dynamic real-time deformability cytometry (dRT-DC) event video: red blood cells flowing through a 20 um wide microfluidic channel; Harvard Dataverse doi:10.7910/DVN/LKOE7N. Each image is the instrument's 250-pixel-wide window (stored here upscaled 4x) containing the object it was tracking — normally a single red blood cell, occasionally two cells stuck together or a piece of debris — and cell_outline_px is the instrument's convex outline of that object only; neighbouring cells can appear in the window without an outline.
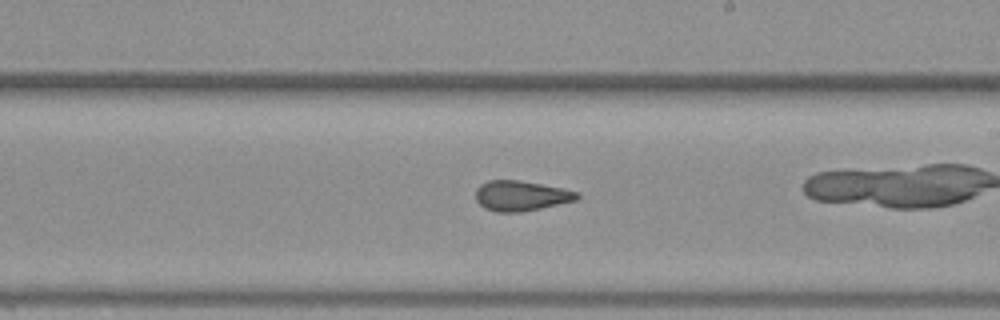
{"species": "common noctule bat (a hibernating species)", "species_latin": "Nyctalus noctula", "temperature_condition": "warm", "stored_images_in_passage": 43, "camera_frame_rate_fps": 3000, "um_per_image_px": 0.085, "animal": {"sex": "female", "body_mass_g": 19.3, "forearm_length_mm": 54.1}, "frame": {"image": 1, "passage_image": 31, "time_ms": 10.0, "image_size_px": [1000, 320], "cell_outline_px": [[580, 196], [576, 200], [540, 208], [520, 212], [496, 212], [484, 208], [476, 200], [476, 188], [480, 184], [488, 180], [516, 180], [540, 184], [580, 192]], "centroid_in_image_um": [44.25, 16.64], "position_along_channel_um": 244.7, "area_um2": 17.69}}
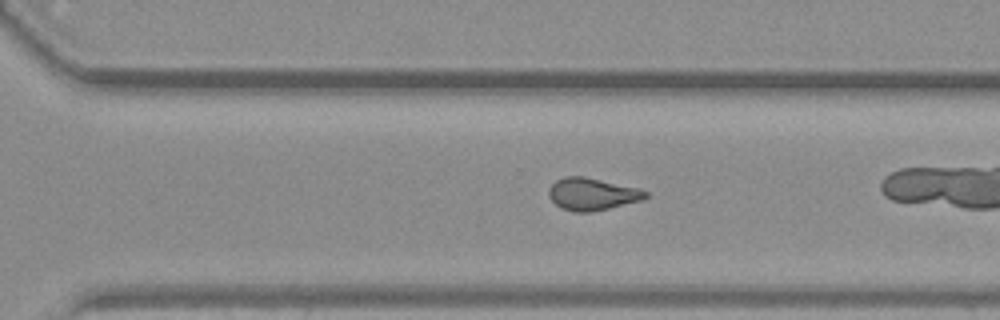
{"frame": {"image": 2, "passage_image": 37, "time_ms": 12.0, "image_size_px": [1000, 320], "cell_outline_px": [[648, 196], [640, 200], [592, 212], [576, 212], [560, 208], [548, 196], [548, 188], [556, 180], [564, 176], [584, 176], [636, 188], [648, 192]], "centroid_in_image_um": [50.27, 16.49], "position_along_channel_um": 320.3, "area_um2": 17.98}}